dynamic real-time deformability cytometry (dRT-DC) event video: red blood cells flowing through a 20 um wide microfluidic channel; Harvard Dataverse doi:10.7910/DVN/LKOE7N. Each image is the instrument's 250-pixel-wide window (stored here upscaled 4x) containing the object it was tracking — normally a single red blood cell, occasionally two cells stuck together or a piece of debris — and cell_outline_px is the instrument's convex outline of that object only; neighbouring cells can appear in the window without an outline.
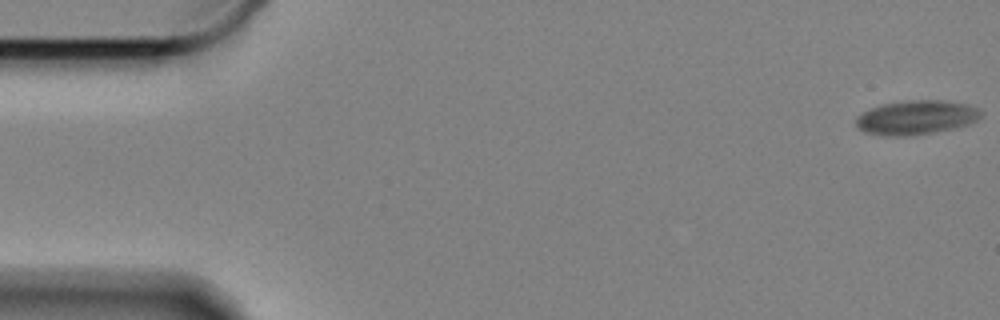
{"species": "Egyptian fruit bat (a non-hibernating species)", "species_latin": "Rousettus aegyptiacus", "temperature_condition": "cold", "stored_images_in_passage": 61, "camera_frame_rate_fps": 3000, "um_per_image_px": 0.085, "animal": {"sex": "female"}, "frame": {"image": 1, "passage_image": 1, "time_ms": 0.0, "image_size_px": [1000, 320], "cell_outline_px": [[984, 112], [976, 120], [968, 124], [952, 128], [932, 132], [908, 136], [888, 136], [864, 132], [856, 124], [856, 116], [872, 108], [884, 104], [912, 100], [940, 100], [964, 104], [976, 108]], "centroid_in_image_um": [77.86, 9.99], "position_along_channel_um": 7.1, "area_um2": 24.39}}
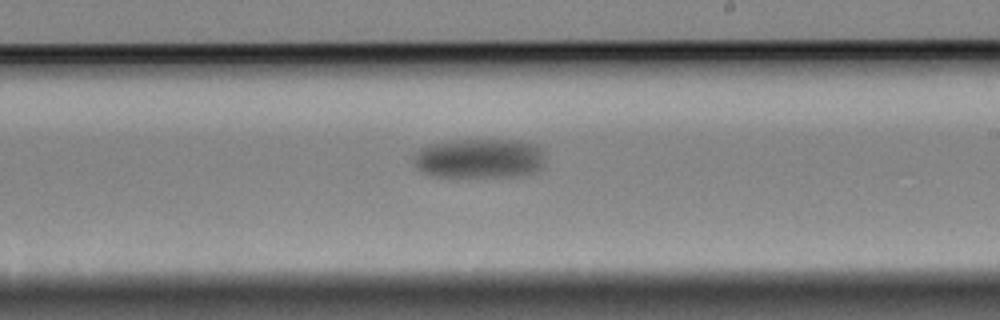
{"frame": {"image": 2, "passage_image": 35, "time_ms": 11.333, "image_size_px": [1000, 320], "cell_outline_px": [[540, 168], [532, 172], [520, 176], [432, 176], [420, 172], [416, 168], [412, 160], [424, 148], [432, 144], [448, 140], [520, 140], [532, 144], [540, 148]], "centroid_in_image_um": [40.68, 13.47], "position_along_channel_um": 248.3, "area_um2": 29.77}}
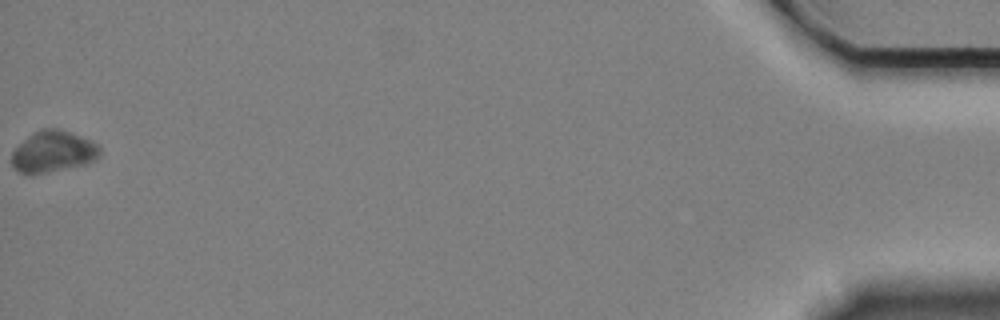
{"frame": {"image": 3, "passage_image": 61, "time_ms": 20.0, "image_size_px": [1000, 320], "cell_outline_px": [[100, 152], [96, 160], [84, 164], [32, 176], [24, 176], [12, 164], [12, 152], [32, 132], [40, 128], [56, 128], [92, 140], [100, 148]], "centroid_in_image_um": [4.49, 12.91], "position_along_channel_um": 430.7, "area_um2": 21.33}, "authors_computed_cell_mechanics": {"area_um2": 25.721, "velocity_mm_per_s": 3.2479, "shape_relaxation_time_tau1_ms": 3.2488, "shape_relaxation_time_tau2_ms": null, "deformation_change_tau1": 0.1278, "deformation_change_tau2": null}}